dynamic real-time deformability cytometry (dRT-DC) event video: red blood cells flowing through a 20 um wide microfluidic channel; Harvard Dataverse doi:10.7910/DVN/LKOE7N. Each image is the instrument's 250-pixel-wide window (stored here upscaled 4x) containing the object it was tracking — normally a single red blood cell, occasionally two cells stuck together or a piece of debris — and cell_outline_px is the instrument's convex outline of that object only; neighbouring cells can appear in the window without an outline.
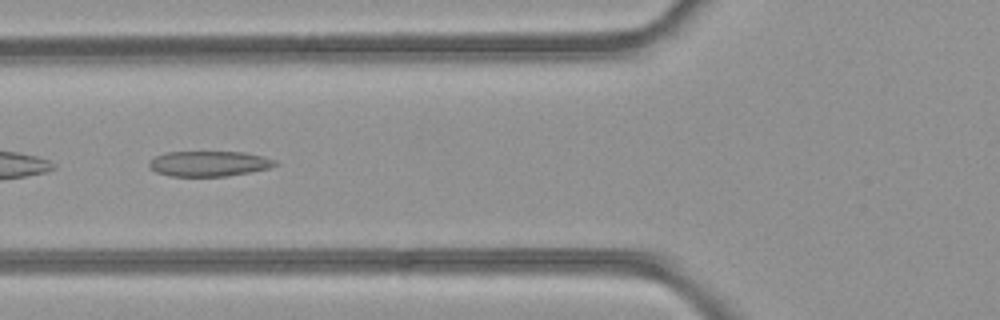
{"species": "common noctule bat (a hibernating species)", "species_latin": "Nyctalus noctula", "temperature_condition": "room temperature", "stored_images_in_passage": 14, "camera_frame_rate_fps": 3000, "um_per_image_px": 0.085, "animal": {"sex": "female", "body_mass_g": 21.9}, "frame": {"image": 1, "passage_image": 5, "time_ms": 1.333, "image_size_px": [1000, 320], "cell_outline_px": [[280, 164], [268, 168], [228, 176], [172, 176], [156, 172], [148, 168], [148, 164], [156, 156], [168, 152], [244, 152], [264, 156], [276, 160]], "centroid_in_image_um": [17.79, 13.91], "position_along_channel_um": 108.0, "area_um2": 18.55}}
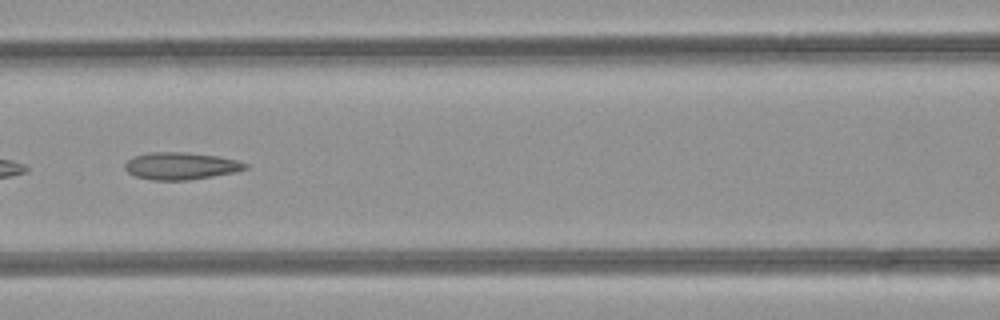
{"frame": {"image": 2, "passage_image": 8, "time_ms": 2.333, "image_size_px": [1000, 320], "cell_outline_px": [[248, 168], [236, 172], [188, 180], [152, 180], [136, 176], [128, 172], [124, 168], [124, 164], [128, 160], [136, 156], [148, 152], [188, 152], [216, 156], [236, 160], [248, 164]], "centroid_in_image_um": [15.37, 14.1], "position_along_channel_um": 151.2, "area_um2": 19.02}}